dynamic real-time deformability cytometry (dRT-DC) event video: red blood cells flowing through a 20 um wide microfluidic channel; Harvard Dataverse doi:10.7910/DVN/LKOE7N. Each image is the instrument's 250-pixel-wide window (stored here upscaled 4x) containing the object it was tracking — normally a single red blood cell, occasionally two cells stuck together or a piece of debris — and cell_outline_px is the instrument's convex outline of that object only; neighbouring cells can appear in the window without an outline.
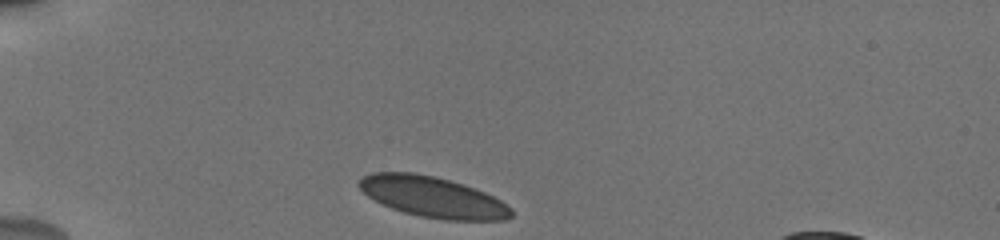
{"species": "human", "species_latin": "Homo sapiens", "temperature_condition": "cold", "stored_images_in_passage": 25, "camera_frame_rate_fps": 3000, "um_per_image_px": 0.085, "donor": {"sex": "male"}, "frame": {"image": 1, "passage_image": 1, "time_ms": 0.0, "image_size_px": [1000, 240], "cell_outline_px": [[512, 216], [504, 220], [448, 220], [420, 216], [404, 212], [392, 208], [368, 196], [356, 184], [364, 176], [372, 172], [412, 172], [436, 176], [464, 184], [484, 192], [500, 200], [512, 208]], "centroid_in_image_um": [36.79, 16.73], "position_along_channel_um": 48.2, "area_um2": 35.89}}
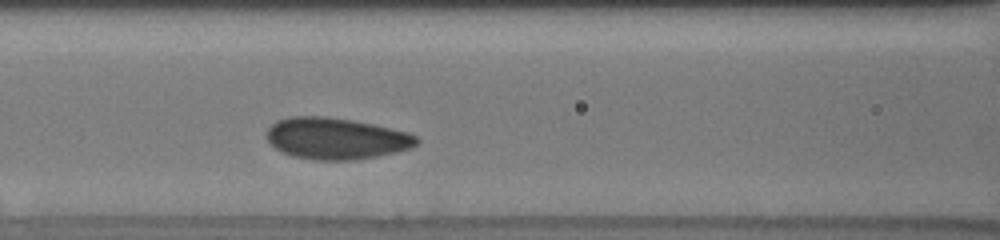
{"frame": {"image": 2, "passage_image": 11, "time_ms": 3.333, "image_size_px": [1000, 240], "cell_outline_px": [[420, 140], [412, 148], [396, 152], [376, 156], [352, 160], [312, 160], [292, 156], [276, 148], [268, 140], [268, 128], [276, 120], [288, 116], [328, 116], [352, 120], [372, 124], [408, 132], [416, 136]], "centroid_in_image_um": [28.57, 11.76], "position_along_channel_um": 138.0, "area_um2": 36.24}}
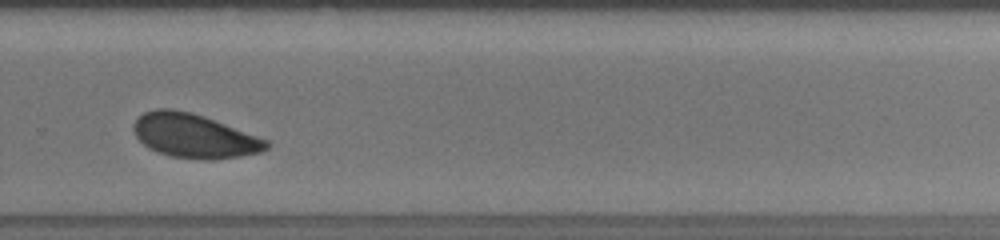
{"frame": {"image": 3, "passage_image": 25, "time_ms": 8.0, "image_size_px": [1000, 240], "cell_outline_px": [[272, 144], [268, 148], [260, 152], [240, 156], [208, 160], [204, 160], [172, 156], [156, 152], [148, 148], [136, 136], [132, 128], [132, 124], [144, 112], [156, 108], [172, 108], [192, 112], [204, 116], [268, 140]], "centroid_in_image_um": [16.49, 11.54], "position_along_channel_um": 313.3, "area_um2": 34.1}}